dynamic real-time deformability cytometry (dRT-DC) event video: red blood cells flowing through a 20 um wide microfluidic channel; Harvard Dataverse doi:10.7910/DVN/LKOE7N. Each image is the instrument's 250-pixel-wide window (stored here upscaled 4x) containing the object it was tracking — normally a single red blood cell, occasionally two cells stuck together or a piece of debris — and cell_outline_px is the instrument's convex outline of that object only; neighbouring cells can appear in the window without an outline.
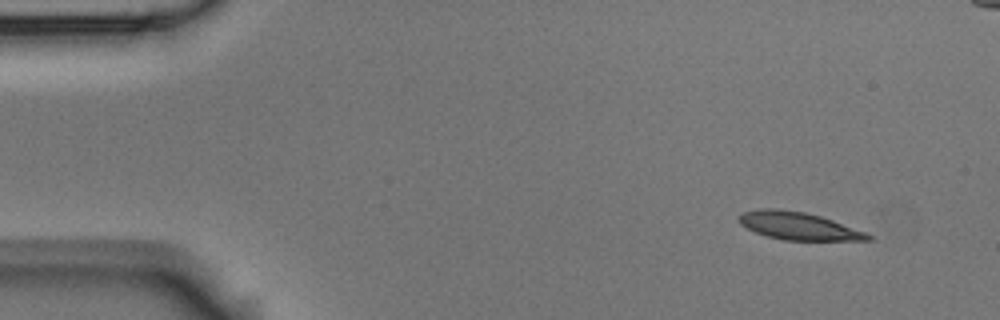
{"species": "Egyptian fruit bat (a non-hibernating species)", "species_latin": "Rousettus aegyptiacus", "temperature_condition": "room temperature", "stored_images_in_passage": 4, "camera_frame_rate_fps": 3000, "um_per_image_px": 0.085, "animal": {"sex": "male"}, "frame": {"image": 1, "passage_image": 1, "time_ms": 0.0, "image_size_px": [1000, 320], "cell_outline_px": [[872, 240], [780, 240], [756, 232], [740, 224], [740, 216], [744, 212], [760, 208], [776, 208], [804, 212], [820, 216], [868, 232], [872, 236]], "centroid_in_image_um": [67.91, 19.21], "position_along_channel_um": 17.1, "area_um2": 20.63}}